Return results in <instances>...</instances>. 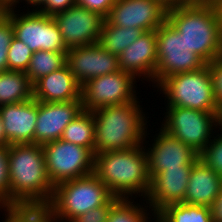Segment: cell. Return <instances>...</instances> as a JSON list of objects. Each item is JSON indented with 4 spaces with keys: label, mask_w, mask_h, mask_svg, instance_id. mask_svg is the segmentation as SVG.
Wrapping results in <instances>:
<instances>
[{
    "label": "cell",
    "mask_w": 222,
    "mask_h": 222,
    "mask_svg": "<svg viewBox=\"0 0 222 222\" xmlns=\"http://www.w3.org/2000/svg\"><path fill=\"white\" fill-rule=\"evenodd\" d=\"M9 206H46L54 186L47 174L43 146H8Z\"/></svg>",
    "instance_id": "obj_1"
},
{
    "label": "cell",
    "mask_w": 222,
    "mask_h": 222,
    "mask_svg": "<svg viewBox=\"0 0 222 222\" xmlns=\"http://www.w3.org/2000/svg\"><path fill=\"white\" fill-rule=\"evenodd\" d=\"M94 174L115 197L145 199L149 193L151 179L143 144L95 154Z\"/></svg>",
    "instance_id": "obj_2"
},
{
    "label": "cell",
    "mask_w": 222,
    "mask_h": 222,
    "mask_svg": "<svg viewBox=\"0 0 222 222\" xmlns=\"http://www.w3.org/2000/svg\"><path fill=\"white\" fill-rule=\"evenodd\" d=\"M167 21L190 51L207 64L222 55V20L209 0H196L167 10Z\"/></svg>",
    "instance_id": "obj_3"
},
{
    "label": "cell",
    "mask_w": 222,
    "mask_h": 222,
    "mask_svg": "<svg viewBox=\"0 0 222 222\" xmlns=\"http://www.w3.org/2000/svg\"><path fill=\"white\" fill-rule=\"evenodd\" d=\"M140 99L93 110L95 121V154L130 149L142 145L148 129L146 112Z\"/></svg>",
    "instance_id": "obj_4"
},
{
    "label": "cell",
    "mask_w": 222,
    "mask_h": 222,
    "mask_svg": "<svg viewBox=\"0 0 222 222\" xmlns=\"http://www.w3.org/2000/svg\"><path fill=\"white\" fill-rule=\"evenodd\" d=\"M113 197L108 187L93 173L54 186L46 207L57 222H72L79 215L106 205Z\"/></svg>",
    "instance_id": "obj_5"
},
{
    "label": "cell",
    "mask_w": 222,
    "mask_h": 222,
    "mask_svg": "<svg viewBox=\"0 0 222 222\" xmlns=\"http://www.w3.org/2000/svg\"><path fill=\"white\" fill-rule=\"evenodd\" d=\"M165 95V107H185L203 112L220 113L214 95L209 64L192 72L166 77L157 87Z\"/></svg>",
    "instance_id": "obj_6"
},
{
    "label": "cell",
    "mask_w": 222,
    "mask_h": 222,
    "mask_svg": "<svg viewBox=\"0 0 222 222\" xmlns=\"http://www.w3.org/2000/svg\"><path fill=\"white\" fill-rule=\"evenodd\" d=\"M161 128L200 154L219 128L220 113L166 107ZM214 130V131H213Z\"/></svg>",
    "instance_id": "obj_7"
},
{
    "label": "cell",
    "mask_w": 222,
    "mask_h": 222,
    "mask_svg": "<svg viewBox=\"0 0 222 222\" xmlns=\"http://www.w3.org/2000/svg\"><path fill=\"white\" fill-rule=\"evenodd\" d=\"M156 35L157 68L153 88L166 77L196 71L207 65L200 56L190 51L182 35L167 20L156 30Z\"/></svg>",
    "instance_id": "obj_8"
},
{
    "label": "cell",
    "mask_w": 222,
    "mask_h": 222,
    "mask_svg": "<svg viewBox=\"0 0 222 222\" xmlns=\"http://www.w3.org/2000/svg\"><path fill=\"white\" fill-rule=\"evenodd\" d=\"M6 16L12 22L14 37L29 46L33 52L44 50L67 53L68 48L52 16L36 10L16 11L13 6H10Z\"/></svg>",
    "instance_id": "obj_9"
},
{
    "label": "cell",
    "mask_w": 222,
    "mask_h": 222,
    "mask_svg": "<svg viewBox=\"0 0 222 222\" xmlns=\"http://www.w3.org/2000/svg\"><path fill=\"white\" fill-rule=\"evenodd\" d=\"M43 153L53 186L94 173L95 155L89 148L59 139L44 144Z\"/></svg>",
    "instance_id": "obj_10"
},
{
    "label": "cell",
    "mask_w": 222,
    "mask_h": 222,
    "mask_svg": "<svg viewBox=\"0 0 222 222\" xmlns=\"http://www.w3.org/2000/svg\"><path fill=\"white\" fill-rule=\"evenodd\" d=\"M136 80L122 70L90 79L81 88L83 110L93 111L135 101L138 98Z\"/></svg>",
    "instance_id": "obj_11"
},
{
    "label": "cell",
    "mask_w": 222,
    "mask_h": 222,
    "mask_svg": "<svg viewBox=\"0 0 222 222\" xmlns=\"http://www.w3.org/2000/svg\"><path fill=\"white\" fill-rule=\"evenodd\" d=\"M159 130L153 136L155 139L150 141L152 144L149 145V140H146L150 134L148 129L143 143L148 158L150 179L165 169L181 168L184 165L194 164L199 159V154L191 147L168 134L162 128ZM147 145L148 147H146Z\"/></svg>",
    "instance_id": "obj_12"
},
{
    "label": "cell",
    "mask_w": 222,
    "mask_h": 222,
    "mask_svg": "<svg viewBox=\"0 0 222 222\" xmlns=\"http://www.w3.org/2000/svg\"><path fill=\"white\" fill-rule=\"evenodd\" d=\"M69 48L98 43L106 18L87 8L74 5L52 16Z\"/></svg>",
    "instance_id": "obj_13"
},
{
    "label": "cell",
    "mask_w": 222,
    "mask_h": 222,
    "mask_svg": "<svg viewBox=\"0 0 222 222\" xmlns=\"http://www.w3.org/2000/svg\"><path fill=\"white\" fill-rule=\"evenodd\" d=\"M167 8L157 0H116L106 18L112 25L157 30L167 20Z\"/></svg>",
    "instance_id": "obj_14"
},
{
    "label": "cell",
    "mask_w": 222,
    "mask_h": 222,
    "mask_svg": "<svg viewBox=\"0 0 222 222\" xmlns=\"http://www.w3.org/2000/svg\"><path fill=\"white\" fill-rule=\"evenodd\" d=\"M66 62L81 86L90 79L120 70L118 56L106 51L99 43L69 48Z\"/></svg>",
    "instance_id": "obj_15"
},
{
    "label": "cell",
    "mask_w": 222,
    "mask_h": 222,
    "mask_svg": "<svg viewBox=\"0 0 222 222\" xmlns=\"http://www.w3.org/2000/svg\"><path fill=\"white\" fill-rule=\"evenodd\" d=\"M83 110L82 101L41 102L35 127V144L44 145L62 137L66 126Z\"/></svg>",
    "instance_id": "obj_16"
},
{
    "label": "cell",
    "mask_w": 222,
    "mask_h": 222,
    "mask_svg": "<svg viewBox=\"0 0 222 222\" xmlns=\"http://www.w3.org/2000/svg\"><path fill=\"white\" fill-rule=\"evenodd\" d=\"M119 68L129 72L136 79L155 84L157 68L156 30L143 32L132 44L118 56ZM138 77V78H137ZM146 78V79H145Z\"/></svg>",
    "instance_id": "obj_17"
},
{
    "label": "cell",
    "mask_w": 222,
    "mask_h": 222,
    "mask_svg": "<svg viewBox=\"0 0 222 222\" xmlns=\"http://www.w3.org/2000/svg\"><path fill=\"white\" fill-rule=\"evenodd\" d=\"M193 164L165 169L151 179L149 193L143 199L156 214L169 204L183 203Z\"/></svg>",
    "instance_id": "obj_18"
},
{
    "label": "cell",
    "mask_w": 222,
    "mask_h": 222,
    "mask_svg": "<svg viewBox=\"0 0 222 222\" xmlns=\"http://www.w3.org/2000/svg\"><path fill=\"white\" fill-rule=\"evenodd\" d=\"M8 146L12 144H35V127L38 101L34 98L24 102L0 106Z\"/></svg>",
    "instance_id": "obj_19"
},
{
    "label": "cell",
    "mask_w": 222,
    "mask_h": 222,
    "mask_svg": "<svg viewBox=\"0 0 222 222\" xmlns=\"http://www.w3.org/2000/svg\"><path fill=\"white\" fill-rule=\"evenodd\" d=\"M81 88L66 64L33 83V98L41 102L81 101Z\"/></svg>",
    "instance_id": "obj_20"
},
{
    "label": "cell",
    "mask_w": 222,
    "mask_h": 222,
    "mask_svg": "<svg viewBox=\"0 0 222 222\" xmlns=\"http://www.w3.org/2000/svg\"><path fill=\"white\" fill-rule=\"evenodd\" d=\"M221 190L222 177L198 159L190 171L183 203L212 208Z\"/></svg>",
    "instance_id": "obj_21"
},
{
    "label": "cell",
    "mask_w": 222,
    "mask_h": 222,
    "mask_svg": "<svg viewBox=\"0 0 222 222\" xmlns=\"http://www.w3.org/2000/svg\"><path fill=\"white\" fill-rule=\"evenodd\" d=\"M33 98V84L23 71L0 72V106Z\"/></svg>",
    "instance_id": "obj_22"
},
{
    "label": "cell",
    "mask_w": 222,
    "mask_h": 222,
    "mask_svg": "<svg viewBox=\"0 0 222 222\" xmlns=\"http://www.w3.org/2000/svg\"><path fill=\"white\" fill-rule=\"evenodd\" d=\"M62 140L85 148L95 155V121L92 111L82 110L64 129Z\"/></svg>",
    "instance_id": "obj_23"
},
{
    "label": "cell",
    "mask_w": 222,
    "mask_h": 222,
    "mask_svg": "<svg viewBox=\"0 0 222 222\" xmlns=\"http://www.w3.org/2000/svg\"><path fill=\"white\" fill-rule=\"evenodd\" d=\"M144 31L136 27H121L104 21L98 43L111 54L119 56L125 48L132 44Z\"/></svg>",
    "instance_id": "obj_24"
},
{
    "label": "cell",
    "mask_w": 222,
    "mask_h": 222,
    "mask_svg": "<svg viewBox=\"0 0 222 222\" xmlns=\"http://www.w3.org/2000/svg\"><path fill=\"white\" fill-rule=\"evenodd\" d=\"M158 214L166 222H214L212 208L187 203L169 204Z\"/></svg>",
    "instance_id": "obj_25"
},
{
    "label": "cell",
    "mask_w": 222,
    "mask_h": 222,
    "mask_svg": "<svg viewBox=\"0 0 222 222\" xmlns=\"http://www.w3.org/2000/svg\"><path fill=\"white\" fill-rule=\"evenodd\" d=\"M134 199L119 198L110 208L107 222H150L154 214L150 206L144 202H141L143 205L136 203Z\"/></svg>",
    "instance_id": "obj_26"
},
{
    "label": "cell",
    "mask_w": 222,
    "mask_h": 222,
    "mask_svg": "<svg viewBox=\"0 0 222 222\" xmlns=\"http://www.w3.org/2000/svg\"><path fill=\"white\" fill-rule=\"evenodd\" d=\"M66 54L44 50L33 52L29 67L25 72L30 82L33 84L39 78L64 67L67 64Z\"/></svg>",
    "instance_id": "obj_27"
},
{
    "label": "cell",
    "mask_w": 222,
    "mask_h": 222,
    "mask_svg": "<svg viewBox=\"0 0 222 222\" xmlns=\"http://www.w3.org/2000/svg\"><path fill=\"white\" fill-rule=\"evenodd\" d=\"M2 222H57L46 206H3Z\"/></svg>",
    "instance_id": "obj_28"
},
{
    "label": "cell",
    "mask_w": 222,
    "mask_h": 222,
    "mask_svg": "<svg viewBox=\"0 0 222 222\" xmlns=\"http://www.w3.org/2000/svg\"><path fill=\"white\" fill-rule=\"evenodd\" d=\"M32 55L33 51L29 46L13 37L7 55L8 70L26 72Z\"/></svg>",
    "instance_id": "obj_29"
},
{
    "label": "cell",
    "mask_w": 222,
    "mask_h": 222,
    "mask_svg": "<svg viewBox=\"0 0 222 222\" xmlns=\"http://www.w3.org/2000/svg\"><path fill=\"white\" fill-rule=\"evenodd\" d=\"M218 129L215 130V134L206 148L199 154V159L222 177V129L221 131L220 128Z\"/></svg>",
    "instance_id": "obj_30"
},
{
    "label": "cell",
    "mask_w": 222,
    "mask_h": 222,
    "mask_svg": "<svg viewBox=\"0 0 222 222\" xmlns=\"http://www.w3.org/2000/svg\"><path fill=\"white\" fill-rule=\"evenodd\" d=\"M13 37L11 20L7 16L0 18V72L8 70L7 55Z\"/></svg>",
    "instance_id": "obj_31"
},
{
    "label": "cell",
    "mask_w": 222,
    "mask_h": 222,
    "mask_svg": "<svg viewBox=\"0 0 222 222\" xmlns=\"http://www.w3.org/2000/svg\"><path fill=\"white\" fill-rule=\"evenodd\" d=\"M0 203L9 206L8 147L0 146Z\"/></svg>",
    "instance_id": "obj_32"
},
{
    "label": "cell",
    "mask_w": 222,
    "mask_h": 222,
    "mask_svg": "<svg viewBox=\"0 0 222 222\" xmlns=\"http://www.w3.org/2000/svg\"><path fill=\"white\" fill-rule=\"evenodd\" d=\"M118 199L114 196L106 205L89 210L79 215L72 222H107L110 208Z\"/></svg>",
    "instance_id": "obj_33"
},
{
    "label": "cell",
    "mask_w": 222,
    "mask_h": 222,
    "mask_svg": "<svg viewBox=\"0 0 222 222\" xmlns=\"http://www.w3.org/2000/svg\"><path fill=\"white\" fill-rule=\"evenodd\" d=\"M213 79L214 95L219 108H222V55L209 64Z\"/></svg>",
    "instance_id": "obj_34"
},
{
    "label": "cell",
    "mask_w": 222,
    "mask_h": 222,
    "mask_svg": "<svg viewBox=\"0 0 222 222\" xmlns=\"http://www.w3.org/2000/svg\"><path fill=\"white\" fill-rule=\"evenodd\" d=\"M116 0H76V5L108 17Z\"/></svg>",
    "instance_id": "obj_35"
},
{
    "label": "cell",
    "mask_w": 222,
    "mask_h": 222,
    "mask_svg": "<svg viewBox=\"0 0 222 222\" xmlns=\"http://www.w3.org/2000/svg\"><path fill=\"white\" fill-rule=\"evenodd\" d=\"M74 5H76V0H45L36 11L48 16H54L56 13L65 11Z\"/></svg>",
    "instance_id": "obj_36"
},
{
    "label": "cell",
    "mask_w": 222,
    "mask_h": 222,
    "mask_svg": "<svg viewBox=\"0 0 222 222\" xmlns=\"http://www.w3.org/2000/svg\"><path fill=\"white\" fill-rule=\"evenodd\" d=\"M214 222H222V190L212 206Z\"/></svg>",
    "instance_id": "obj_37"
},
{
    "label": "cell",
    "mask_w": 222,
    "mask_h": 222,
    "mask_svg": "<svg viewBox=\"0 0 222 222\" xmlns=\"http://www.w3.org/2000/svg\"><path fill=\"white\" fill-rule=\"evenodd\" d=\"M167 9L174 8L176 6L192 3L196 0H157Z\"/></svg>",
    "instance_id": "obj_38"
},
{
    "label": "cell",
    "mask_w": 222,
    "mask_h": 222,
    "mask_svg": "<svg viewBox=\"0 0 222 222\" xmlns=\"http://www.w3.org/2000/svg\"><path fill=\"white\" fill-rule=\"evenodd\" d=\"M22 1L28 5L26 6L28 10H37L45 2V0H15L11 6L17 8V5L20 4V2L22 3ZM28 7L33 8L29 9Z\"/></svg>",
    "instance_id": "obj_39"
},
{
    "label": "cell",
    "mask_w": 222,
    "mask_h": 222,
    "mask_svg": "<svg viewBox=\"0 0 222 222\" xmlns=\"http://www.w3.org/2000/svg\"><path fill=\"white\" fill-rule=\"evenodd\" d=\"M0 146L8 147V140L6 139L5 128L3 125V120H2L1 114H0Z\"/></svg>",
    "instance_id": "obj_40"
},
{
    "label": "cell",
    "mask_w": 222,
    "mask_h": 222,
    "mask_svg": "<svg viewBox=\"0 0 222 222\" xmlns=\"http://www.w3.org/2000/svg\"><path fill=\"white\" fill-rule=\"evenodd\" d=\"M11 4L8 0H0V18L6 16Z\"/></svg>",
    "instance_id": "obj_41"
},
{
    "label": "cell",
    "mask_w": 222,
    "mask_h": 222,
    "mask_svg": "<svg viewBox=\"0 0 222 222\" xmlns=\"http://www.w3.org/2000/svg\"><path fill=\"white\" fill-rule=\"evenodd\" d=\"M216 9L217 14L222 20V0H209Z\"/></svg>",
    "instance_id": "obj_42"
},
{
    "label": "cell",
    "mask_w": 222,
    "mask_h": 222,
    "mask_svg": "<svg viewBox=\"0 0 222 222\" xmlns=\"http://www.w3.org/2000/svg\"><path fill=\"white\" fill-rule=\"evenodd\" d=\"M156 218V219H155ZM154 220V221H153ZM166 222L158 213L153 214V219L151 218L150 222Z\"/></svg>",
    "instance_id": "obj_43"
},
{
    "label": "cell",
    "mask_w": 222,
    "mask_h": 222,
    "mask_svg": "<svg viewBox=\"0 0 222 222\" xmlns=\"http://www.w3.org/2000/svg\"><path fill=\"white\" fill-rule=\"evenodd\" d=\"M219 128L222 129V108L220 109V115H219Z\"/></svg>",
    "instance_id": "obj_44"
},
{
    "label": "cell",
    "mask_w": 222,
    "mask_h": 222,
    "mask_svg": "<svg viewBox=\"0 0 222 222\" xmlns=\"http://www.w3.org/2000/svg\"><path fill=\"white\" fill-rule=\"evenodd\" d=\"M14 1H15V0H8V2H9L10 4H12Z\"/></svg>",
    "instance_id": "obj_45"
}]
</instances>
